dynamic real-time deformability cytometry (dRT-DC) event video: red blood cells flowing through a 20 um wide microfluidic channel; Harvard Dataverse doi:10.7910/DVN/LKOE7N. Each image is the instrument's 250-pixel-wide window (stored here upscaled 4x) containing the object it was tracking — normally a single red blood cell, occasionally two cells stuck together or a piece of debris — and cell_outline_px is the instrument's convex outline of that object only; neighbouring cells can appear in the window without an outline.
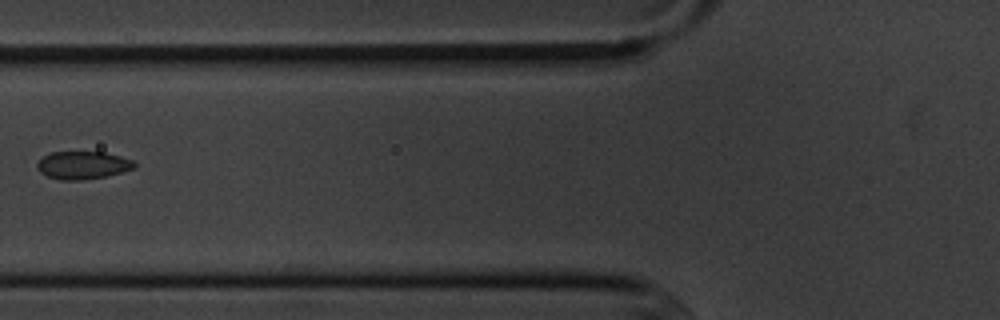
{"species": "common noctule bat (a hibernating species)", "species_latin": "Nyctalus noctula", "temperature_condition": "cold", "stored_images_in_passage": 6, "camera_frame_rate_fps": 3000, "um_per_image_px": 0.085, "animal": {"sex": "male", "body_mass_g": 20.1, "forearm_length_mm": 53.5}, "frame": {"image": 1, "passage_image": 5, "time_ms": 4.667, "image_size_px": [1000, 320], "cell_outline_px": [[136, 168], [104, 176], [80, 180], [60, 180], [48, 176], [40, 172], [36, 168], [36, 164], [44, 156], [52, 152], [104, 152], [120, 156], [132, 160], [136, 164]], "centroid_in_image_um": [7.02, 14.04], "position_along_channel_um": 118.8, "area_um2": 15.61}}
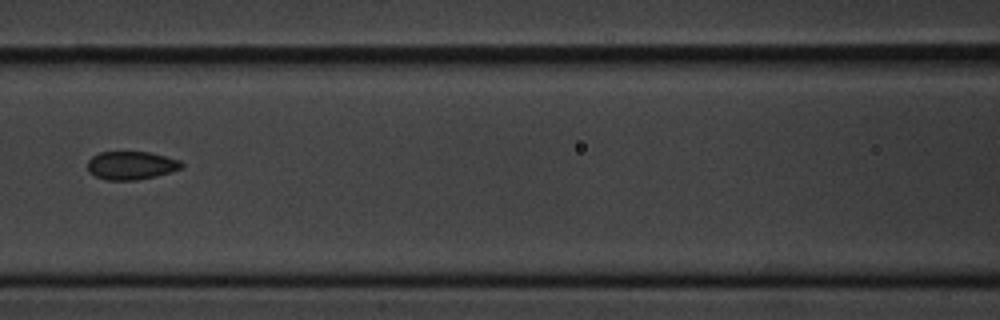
{"frame": {"image": 2, "passage_image": 6, "time_ms": 5.667, "image_size_px": [1000, 320], "cell_outline_px": [[184, 164], [180, 168], [156, 176], [136, 180], [104, 180], [88, 172], [88, 160], [92, 156], [100, 152], [148, 152], [180, 160]], "centroid_in_image_um": [11.11, 14.06], "position_along_channel_um": 155.5, "area_um2": 15.37}}